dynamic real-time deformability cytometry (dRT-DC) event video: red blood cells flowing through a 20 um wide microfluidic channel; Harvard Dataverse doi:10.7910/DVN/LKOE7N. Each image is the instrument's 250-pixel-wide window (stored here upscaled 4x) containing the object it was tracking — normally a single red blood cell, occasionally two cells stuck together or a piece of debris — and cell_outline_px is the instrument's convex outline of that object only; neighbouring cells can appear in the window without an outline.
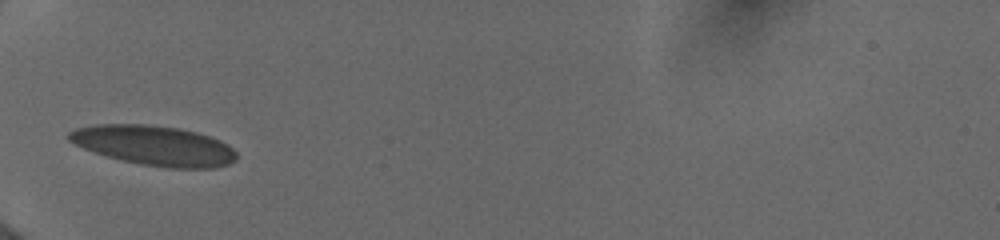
{"species": "human", "species_latin": "Homo sapiens", "temperature_condition": "cold", "stored_images_in_passage": 30, "camera_frame_rate_fps": 3000, "um_per_image_px": 0.085, "donor": {"sex": "female"}, "frame": {"image": 1, "passage_image": 1, "time_ms": 0.0, "image_size_px": [1000, 240], "cell_outline_px": [[236, 160], [228, 164], [216, 168], [168, 168], [120, 160], [92, 152], [68, 140], [64, 136], [68, 132], [76, 128], [96, 124], [144, 124], [180, 128], [196, 132], [220, 140], [228, 144], [236, 152]], "centroid_in_image_um": [13.08, 12.36], "position_along_channel_um": 71.9, "area_um2": 39.02}}
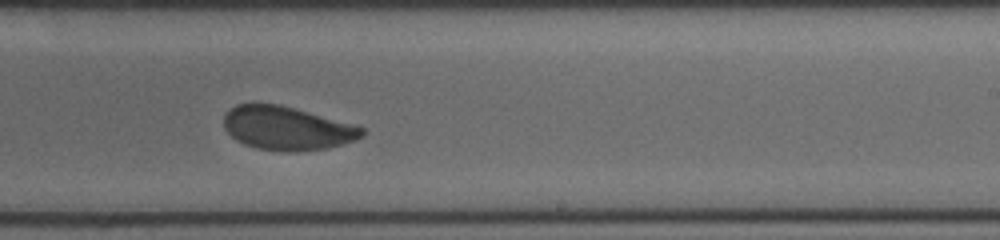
{"frame": {"image": 2, "passage_image": 16, "time_ms": 5.0, "image_size_px": [1000, 240], "cell_outline_px": [[364, 136], [356, 140], [328, 148], [296, 152], [288, 152], [256, 148], [244, 144], [236, 140], [224, 128], [224, 116], [228, 108], [236, 104], [280, 104], [364, 128]], "centroid_in_image_um": [24.36, 10.91], "position_along_channel_um": 264.6, "area_um2": 34.91}}
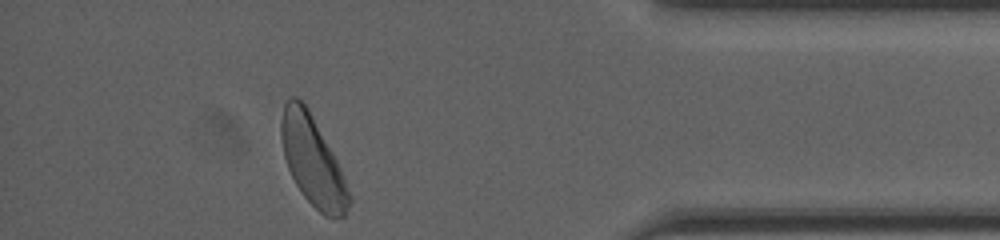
{"frame": {"image": 3, "passage_image": 29, "time_ms": 9.333, "image_size_px": [1000, 240], "cell_outline_px": [[352, 200], [344, 216], [324, 216], [304, 196], [296, 184], [288, 168], [284, 156], [280, 136], [280, 124], [284, 104], [288, 96], [296, 96], [308, 108], [332, 152], [344, 176], [352, 196]], "centroid_in_image_um": [26.56, 13.66], "position_along_channel_um": 408.6, "area_um2": 34.97}, "authors_computed_cell_mechanics": {"area_um2": 35.4892, "velocity_mm_per_s": 3.9613, "shape_relaxation_time_tau1_ms": 5.2964, "shape_relaxation_time_tau2_ms": 1.67, "deformation_change_tau1": 0.1579, "deformation_change_tau2": 0.058}}